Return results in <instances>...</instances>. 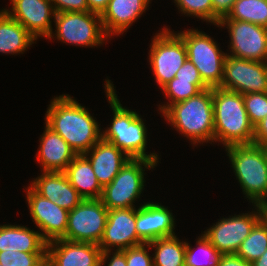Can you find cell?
<instances>
[{"instance_id": "1", "label": "cell", "mask_w": 267, "mask_h": 266, "mask_svg": "<svg viewBox=\"0 0 267 266\" xmlns=\"http://www.w3.org/2000/svg\"><path fill=\"white\" fill-rule=\"evenodd\" d=\"M45 124L58 133L77 154L87 153L100 139L101 127L88 111L68 94L51 99Z\"/></svg>"}, {"instance_id": "2", "label": "cell", "mask_w": 267, "mask_h": 266, "mask_svg": "<svg viewBox=\"0 0 267 266\" xmlns=\"http://www.w3.org/2000/svg\"><path fill=\"white\" fill-rule=\"evenodd\" d=\"M104 88L113 119L109 127L101 131V139L112 143L131 159H147L158 164V154L146 152L148 137L144 119L135 110L122 106L111 80L105 79Z\"/></svg>"}, {"instance_id": "3", "label": "cell", "mask_w": 267, "mask_h": 266, "mask_svg": "<svg viewBox=\"0 0 267 266\" xmlns=\"http://www.w3.org/2000/svg\"><path fill=\"white\" fill-rule=\"evenodd\" d=\"M161 115L193 146L214 143L212 88H207L187 100L170 105Z\"/></svg>"}, {"instance_id": "4", "label": "cell", "mask_w": 267, "mask_h": 266, "mask_svg": "<svg viewBox=\"0 0 267 266\" xmlns=\"http://www.w3.org/2000/svg\"><path fill=\"white\" fill-rule=\"evenodd\" d=\"M214 142L223 147L252 144L254 126L245 110L243 95L222 88H212Z\"/></svg>"}, {"instance_id": "5", "label": "cell", "mask_w": 267, "mask_h": 266, "mask_svg": "<svg viewBox=\"0 0 267 266\" xmlns=\"http://www.w3.org/2000/svg\"><path fill=\"white\" fill-rule=\"evenodd\" d=\"M245 199L260 205L267 198V147L252 144L225 148Z\"/></svg>"}, {"instance_id": "6", "label": "cell", "mask_w": 267, "mask_h": 266, "mask_svg": "<svg viewBox=\"0 0 267 266\" xmlns=\"http://www.w3.org/2000/svg\"><path fill=\"white\" fill-rule=\"evenodd\" d=\"M183 41L188 59L198 69L199 75L208 88H218L223 80L224 53L215 39L198 29L175 32Z\"/></svg>"}, {"instance_id": "7", "label": "cell", "mask_w": 267, "mask_h": 266, "mask_svg": "<svg viewBox=\"0 0 267 266\" xmlns=\"http://www.w3.org/2000/svg\"><path fill=\"white\" fill-rule=\"evenodd\" d=\"M155 162L147 159H130L110 184L103 187L100 200L108 210L135 208L144 188L146 169H154Z\"/></svg>"}, {"instance_id": "8", "label": "cell", "mask_w": 267, "mask_h": 266, "mask_svg": "<svg viewBox=\"0 0 267 266\" xmlns=\"http://www.w3.org/2000/svg\"><path fill=\"white\" fill-rule=\"evenodd\" d=\"M54 20L55 31L47 39L51 40L55 36L63 43L91 48L101 46L106 39H110L104 31L99 14L90 11L59 12L55 14Z\"/></svg>"}, {"instance_id": "9", "label": "cell", "mask_w": 267, "mask_h": 266, "mask_svg": "<svg viewBox=\"0 0 267 266\" xmlns=\"http://www.w3.org/2000/svg\"><path fill=\"white\" fill-rule=\"evenodd\" d=\"M149 64L159 87L171 81L188 59L184 41L171 29L163 27L152 38Z\"/></svg>"}, {"instance_id": "10", "label": "cell", "mask_w": 267, "mask_h": 266, "mask_svg": "<svg viewBox=\"0 0 267 266\" xmlns=\"http://www.w3.org/2000/svg\"><path fill=\"white\" fill-rule=\"evenodd\" d=\"M108 212L100 199H83L69 211L66 234L62 239L98 245L103 237Z\"/></svg>"}, {"instance_id": "11", "label": "cell", "mask_w": 267, "mask_h": 266, "mask_svg": "<svg viewBox=\"0 0 267 266\" xmlns=\"http://www.w3.org/2000/svg\"><path fill=\"white\" fill-rule=\"evenodd\" d=\"M252 212L222 218L203 231L204 236L222 254H236L255 224L266 214L259 205ZM256 210V211H255Z\"/></svg>"}, {"instance_id": "12", "label": "cell", "mask_w": 267, "mask_h": 266, "mask_svg": "<svg viewBox=\"0 0 267 266\" xmlns=\"http://www.w3.org/2000/svg\"><path fill=\"white\" fill-rule=\"evenodd\" d=\"M217 27L228 29L230 53L227 55L267 62V27L232 19L220 20Z\"/></svg>"}, {"instance_id": "13", "label": "cell", "mask_w": 267, "mask_h": 266, "mask_svg": "<svg viewBox=\"0 0 267 266\" xmlns=\"http://www.w3.org/2000/svg\"><path fill=\"white\" fill-rule=\"evenodd\" d=\"M219 88L242 95L267 92V62L239 59L226 55L223 80Z\"/></svg>"}, {"instance_id": "14", "label": "cell", "mask_w": 267, "mask_h": 266, "mask_svg": "<svg viewBox=\"0 0 267 266\" xmlns=\"http://www.w3.org/2000/svg\"><path fill=\"white\" fill-rule=\"evenodd\" d=\"M25 189L30 216L42 238L47 243L62 239L66 234L69 211L42 197L30 186Z\"/></svg>"}, {"instance_id": "15", "label": "cell", "mask_w": 267, "mask_h": 266, "mask_svg": "<svg viewBox=\"0 0 267 266\" xmlns=\"http://www.w3.org/2000/svg\"><path fill=\"white\" fill-rule=\"evenodd\" d=\"M143 243L136 230V208L109 210L103 237L98 244L102 252L122 251Z\"/></svg>"}, {"instance_id": "16", "label": "cell", "mask_w": 267, "mask_h": 266, "mask_svg": "<svg viewBox=\"0 0 267 266\" xmlns=\"http://www.w3.org/2000/svg\"><path fill=\"white\" fill-rule=\"evenodd\" d=\"M12 8L3 10L13 19L22 24L27 31L38 40L48 38L52 28L55 9L51 0H10Z\"/></svg>"}, {"instance_id": "17", "label": "cell", "mask_w": 267, "mask_h": 266, "mask_svg": "<svg viewBox=\"0 0 267 266\" xmlns=\"http://www.w3.org/2000/svg\"><path fill=\"white\" fill-rule=\"evenodd\" d=\"M175 224L173 213L160 203L144 202L136 208V230L144 243L174 236Z\"/></svg>"}, {"instance_id": "18", "label": "cell", "mask_w": 267, "mask_h": 266, "mask_svg": "<svg viewBox=\"0 0 267 266\" xmlns=\"http://www.w3.org/2000/svg\"><path fill=\"white\" fill-rule=\"evenodd\" d=\"M101 253L94 243L56 239L47 243L46 257L54 266H97Z\"/></svg>"}, {"instance_id": "19", "label": "cell", "mask_w": 267, "mask_h": 266, "mask_svg": "<svg viewBox=\"0 0 267 266\" xmlns=\"http://www.w3.org/2000/svg\"><path fill=\"white\" fill-rule=\"evenodd\" d=\"M29 186L42 197L68 211L74 209L83 200L70 184L65 172L42 171Z\"/></svg>"}, {"instance_id": "20", "label": "cell", "mask_w": 267, "mask_h": 266, "mask_svg": "<svg viewBox=\"0 0 267 266\" xmlns=\"http://www.w3.org/2000/svg\"><path fill=\"white\" fill-rule=\"evenodd\" d=\"M151 0H109L100 15L106 35L118 36L127 31L148 10Z\"/></svg>"}, {"instance_id": "21", "label": "cell", "mask_w": 267, "mask_h": 266, "mask_svg": "<svg viewBox=\"0 0 267 266\" xmlns=\"http://www.w3.org/2000/svg\"><path fill=\"white\" fill-rule=\"evenodd\" d=\"M100 185L110 184L131 158L110 142L100 139L87 153Z\"/></svg>"}, {"instance_id": "22", "label": "cell", "mask_w": 267, "mask_h": 266, "mask_svg": "<svg viewBox=\"0 0 267 266\" xmlns=\"http://www.w3.org/2000/svg\"><path fill=\"white\" fill-rule=\"evenodd\" d=\"M36 160L42 171L64 172L77 155L69 144L45 124Z\"/></svg>"}, {"instance_id": "23", "label": "cell", "mask_w": 267, "mask_h": 266, "mask_svg": "<svg viewBox=\"0 0 267 266\" xmlns=\"http://www.w3.org/2000/svg\"><path fill=\"white\" fill-rule=\"evenodd\" d=\"M19 251L26 253H46L47 242L40 231L31 230L26 226L0 225V252Z\"/></svg>"}, {"instance_id": "24", "label": "cell", "mask_w": 267, "mask_h": 266, "mask_svg": "<svg viewBox=\"0 0 267 266\" xmlns=\"http://www.w3.org/2000/svg\"><path fill=\"white\" fill-rule=\"evenodd\" d=\"M70 184L83 199H100L103 187L100 185L93 167L84 155H76L64 171Z\"/></svg>"}, {"instance_id": "25", "label": "cell", "mask_w": 267, "mask_h": 266, "mask_svg": "<svg viewBox=\"0 0 267 266\" xmlns=\"http://www.w3.org/2000/svg\"><path fill=\"white\" fill-rule=\"evenodd\" d=\"M36 40L22 24L0 11V53L23 54Z\"/></svg>"}, {"instance_id": "26", "label": "cell", "mask_w": 267, "mask_h": 266, "mask_svg": "<svg viewBox=\"0 0 267 266\" xmlns=\"http://www.w3.org/2000/svg\"><path fill=\"white\" fill-rule=\"evenodd\" d=\"M154 248L153 266H185L186 241L174 235L149 242Z\"/></svg>"}, {"instance_id": "27", "label": "cell", "mask_w": 267, "mask_h": 266, "mask_svg": "<svg viewBox=\"0 0 267 266\" xmlns=\"http://www.w3.org/2000/svg\"><path fill=\"white\" fill-rule=\"evenodd\" d=\"M267 250V214L252 228L236 254L247 262L257 260Z\"/></svg>"}, {"instance_id": "28", "label": "cell", "mask_w": 267, "mask_h": 266, "mask_svg": "<svg viewBox=\"0 0 267 266\" xmlns=\"http://www.w3.org/2000/svg\"><path fill=\"white\" fill-rule=\"evenodd\" d=\"M207 88L203 80H185L174 77L160 88L167 99H169V102L163 105L159 104L158 109L163 113L170 105L187 100Z\"/></svg>"}, {"instance_id": "29", "label": "cell", "mask_w": 267, "mask_h": 266, "mask_svg": "<svg viewBox=\"0 0 267 266\" xmlns=\"http://www.w3.org/2000/svg\"><path fill=\"white\" fill-rule=\"evenodd\" d=\"M267 27V0H236L227 17Z\"/></svg>"}, {"instance_id": "30", "label": "cell", "mask_w": 267, "mask_h": 266, "mask_svg": "<svg viewBox=\"0 0 267 266\" xmlns=\"http://www.w3.org/2000/svg\"><path fill=\"white\" fill-rule=\"evenodd\" d=\"M196 240L197 249L192 248L191 244L186 241L185 266H218L223 254L210 243L203 233Z\"/></svg>"}, {"instance_id": "31", "label": "cell", "mask_w": 267, "mask_h": 266, "mask_svg": "<svg viewBox=\"0 0 267 266\" xmlns=\"http://www.w3.org/2000/svg\"><path fill=\"white\" fill-rule=\"evenodd\" d=\"M178 10L183 15L197 17L213 23L212 0H173Z\"/></svg>"}, {"instance_id": "32", "label": "cell", "mask_w": 267, "mask_h": 266, "mask_svg": "<svg viewBox=\"0 0 267 266\" xmlns=\"http://www.w3.org/2000/svg\"><path fill=\"white\" fill-rule=\"evenodd\" d=\"M243 99L249 120L255 127L267 116V92L247 93Z\"/></svg>"}, {"instance_id": "33", "label": "cell", "mask_w": 267, "mask_h": 266, "mask_svg": "<svg viewBox=\"0 0 267 266\" xmlns=\"http://www.w3.org/2000/svg\"><path fill=\"white\" fill-rule=\"evenodd\" d=\"M46 253H26L19 251L0 252V264L3 266H39Z\"/></svg>"}, {"instance_id": "34", "label": "cell", "mask_w": 267, "mask_h": 266, "mask_svg": "<svg viewBox=\"0 0 267 266\" xmlns=\"http://www.w3.org/2000/svg\"><path fill=\"white\" fill-rule=\"evenodd\" d=\"M149 243L124 249L127 266H153V256L149 254Z\"/></svg>"}, {"instance_id": "35", "label": "cell", "mask_w": 267, "mask_h": 266, "mask_svg": "<svg viewBox=\"0 0 267 266\" xmlns=\"http://www.w3.org/2000/svg\"><path fill=\"white\" fill-rule=\"evenodd\" d=\"M56 13L89 12L86 0H51Z\"/></svg>"}, {"instance_id": "36", "label": "cell", "mask_w": 267, "mask_h": 266, "mask_svg": "<svg viewBox=\"0 0 267 266\" xmlns=\"http://www.w3.org/2000/svg\"><path fill=\"white\" fill-rule=\"evenodd\" d=\"M235 1L236 0H212L213 25L217 26L220 20L228 16Z\"/></svg>"}, {"instance_id": "37", "label": "cell", "mask_w": 267, "mask_h": 266, "mask_svg": "<svg viewBox=\"0 0 267 266\" xmlns=\"http://www.w3.org/2000/svg\"><path fill=\"white\" fill-rule=\"evenodd\" d=\"M112 253V256H111ZM110 260V261H109ZM109 261V262H108ZM100 263L107 266H127L125 252L122 250L103 251Z\"/></svg>"}, {"instance_id": "38", "label": "cell", "mask_w": 267, "mask_h": 266, "mask_svg": "<svg viewBox=\"0 0 267 266\" xmlns=\"http://www.w3.org/2000/svg\"><path fill=\"white\" fill-rule=\"evenodd\" d=\"M175 78L185 80H202L199 75L198 69L189 59H187L177 71V73L175 74Z\"/></svg>"}, {"instance_id": "39", "label": "cell", "mask_w": 267, "mask_h": 266, "mask_svg": "<svg viewBox=\"0 0 267 266\" xmlns=\"http://www.w3.org/2000/svg\"><path fill=\"white\" fill-rule=\"evenodd\" d=\"M253 143L267 147V116L254 127Z\"/></svg>"}, {"instance_id": "40", "label": "cell", "mask_w": 267, "mask_h": 266, "mask_svg": "<svg viewBox=\"0 0 267 266\" xmlns=\"http://www.w3.org/2000/svg\"><path fill=\"white\" fill-rule=\"evenodd\" d=\"M218 266H252V264L237 254H223Z\"/></svg>"}, {"instance_id": "41", "label": "cell", "mask_w": 267, "mask_h": 266, "mask_svg": "<svg viewBox=\"0 0 267 266\" xmlns=\"http://www.w3.org/2000/svg\"><path fill=\"white\" fill-rule=\"evenodd\" d=\"M89 11L101 15L109 0H86Z\"/></svg>"}, {"instance_id": "42", "label": "cell", "mask_w": 267, "mask_h": 266, "mask_svg": "<svg viewBox=\"0 0 267 266\" xmlns=\"http://www.w3.org/2000/svg\"><path fill=\"white\" fill-rule=\"evenodd\" d=\"M252 266H267V250L257 260L253 261Z\"/></svg>"}, {"instance_id": "43", "label": "cell", "mask_w": 267, "mask_h": 266, "mask_svg": "<svg viewBox=\"0 0 267 266\" xmlns=\"http://www.w3.org/2000/svg\"><path fill=\"white\" fill-rule=\"evenodd\" d=\"M39 266H54L46 257Z\"/></svg>"}, {"instance_id": "44", "label": "cell", "mask_w": 267, "mask_h": 266, "mask_svg": "<svg viewBox=\"0 0 267 266\" xmlns=\"http://www.w3.org/2000/svg\"><path fill=\"white\" fill-rule=\"evenodd\" d=\"M267 214V198L259 205Z\"/></svg>"}]
</instances>
